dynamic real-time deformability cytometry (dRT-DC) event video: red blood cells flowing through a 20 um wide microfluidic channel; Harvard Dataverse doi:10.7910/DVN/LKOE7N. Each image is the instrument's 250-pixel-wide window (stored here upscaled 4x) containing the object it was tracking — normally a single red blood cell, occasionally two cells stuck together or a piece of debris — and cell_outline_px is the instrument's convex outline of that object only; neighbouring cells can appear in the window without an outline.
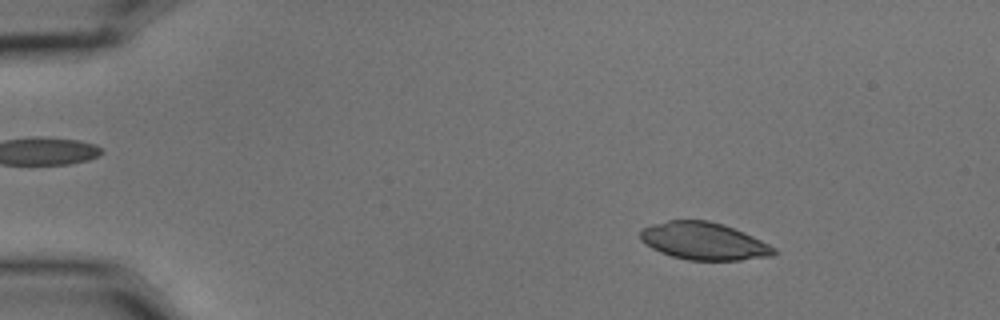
{"species": "common noctule bat (a hibernating species)", "species_latin": "Nyctalus noctula", "temperature_condition": "cold", "stored_images_in_passage": 4, "camera_frame_rate_fps": 3000, "um_per_image_px": 0.085, "animal": {"sex": "male", "body_mass_g": 15.6}, "frame": {"image": 1, "passage_image": 2, "time_ms": 0.333, "image_size_px": [1000, 320], "cell_outline_px": [[780, 252], [772, 256], [740, 260], [688, 260], [672, 256], [660, 252], [644, 244], [640, 240], [640, 232], [644, 228], [652, 224], [668, 220], [708, 220], [724, 224], [744, 232], [776, 248]], "centroid_in_image_um": [59.84, 20.49], "position_along_channel_um": 25.2, "area_um2": 29.25}}